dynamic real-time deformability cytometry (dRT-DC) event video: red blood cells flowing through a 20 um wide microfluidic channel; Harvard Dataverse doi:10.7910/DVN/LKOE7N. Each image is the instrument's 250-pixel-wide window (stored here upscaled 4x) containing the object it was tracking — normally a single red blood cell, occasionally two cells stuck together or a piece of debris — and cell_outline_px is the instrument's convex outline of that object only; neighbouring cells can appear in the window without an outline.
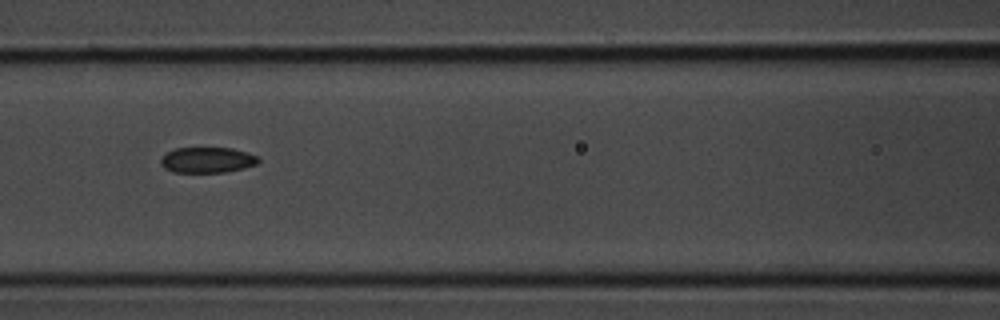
{"species": "common noctule bat (a hibernating species)", "species_latin": "Nyctalus noctula", "temperature_condition": "room temperature", "stored_images_in_passage": 6, "camera_frame_rate_fps": 3000, "um_per_image_px": 0.085, "animal": {"sex": "male", "body_mass_g": 20.1, "forearm_length_mm": 53.5}, "frame": {"image": 1, "passage_image": 5, "time_ms": 1.333, "image_size_px": [1000, 320], "cell_outline_px": [[260, 160], [256, 164], [244, 168], [224, 172], [172, 172], [164, 168], [160, 164], [160, 160], [168, 152], [176, 148], [232, 148], [248, 152], [260, 156]], "centroid_in_image_um": [17.65, 13.6], "position_along_channel_um": 148.9, "area_um2": 14.62}}
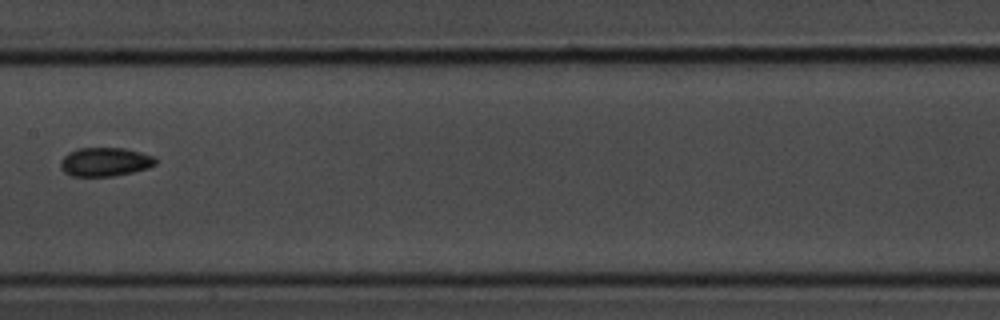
{"frame": {"image": 2, "passage_image": 6, "time_ms": 1.667, "image_size_px": [1000, 320], "cell_outline_px": [[156, 164], [148, 168], [132, 172], [112, 176], [72, 176], [64, 172], [60, 168], [60, 160], [68, 152], [76, 148], [124, 148], [140, 152], [152, 156], [156, 160]], "centroid_in_image_um": [8.89, 13.76], "position_along_channel_um": 198.5, "area_um2": 15.95}}